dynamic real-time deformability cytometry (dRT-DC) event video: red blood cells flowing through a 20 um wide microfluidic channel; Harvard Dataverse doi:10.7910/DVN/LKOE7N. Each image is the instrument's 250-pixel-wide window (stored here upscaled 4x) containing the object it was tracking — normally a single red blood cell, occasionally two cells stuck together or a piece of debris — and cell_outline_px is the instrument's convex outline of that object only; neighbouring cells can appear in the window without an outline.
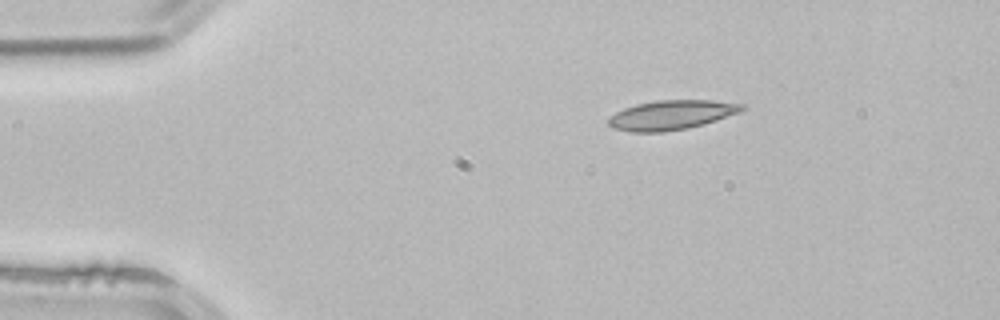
{"species": "common noctule bat (a hibernating species)", "species_latin": "Nyctalus noctula", "temperature_condition": "room temperature", "stored_images_in_passage": 44, "camera_frame_rate_fps": 3000, "um_per_image_px": 0.085, "animal": {"sex": "male", "body_mass_g": 21.5, "forearm_length_mm": 52.0}, "frame": {"image": 1, "passage_image": 1, "time_ms": 0.0, "image_size_px": [1000, 320], "cell_outline_px": [[748, 108], [740, 112], [704, 124], [688, 128], [664, 132], [628, 132], [612, 128], [608, 124], [608, 116], [624, 108], [636, 104], [656, 100], [712, 100], [744, 104]], "centroid_in_image_um": [57.06, 9.77], "position_along_channel_um": 27.9, "area_um2": 23.18}}
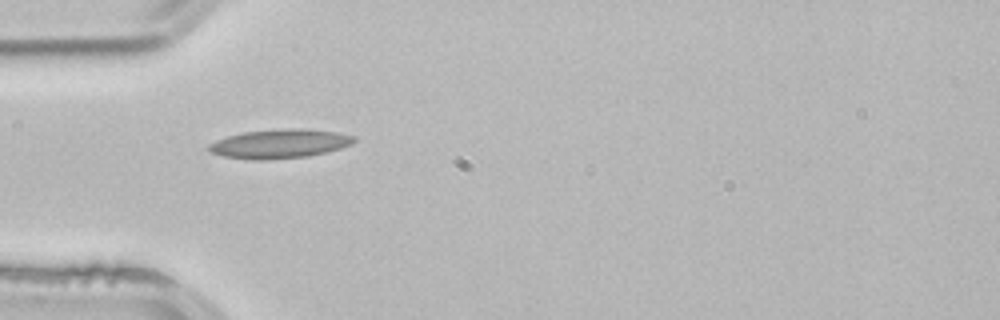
{"frame": {"image": 2, "passage_image": 8, "time_ms": 2.333, "image_size_px": [1000, 320], "cell_outline_px": [[356, 140], [352, 144], [340, 148], [308, 156], [268, 160], [252, 160], [224, 156], [208, 152], [208, 144], [216, 140], [228, 136], [244, 132], [288, 128], [300, 128], [336, 132], [356, 136]], "centroid_in_image_um": [23.76, 12.22], "position_along_channel_um": 61.2, "area_um2": 24.57}}
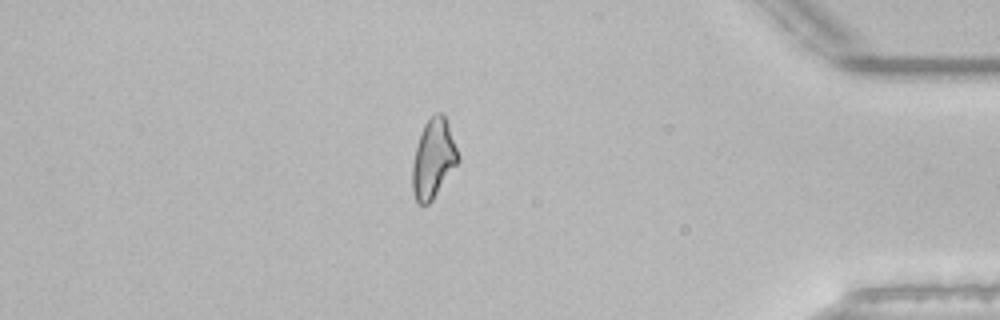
{"frame": {"image": 3, "passage_image": 37, "time_ms": 12.0, "image_size_px": [1000, 320], "cell_outline_px": [[460, 160], [432, 200], [428, 204], [416, 204], [412, 192], [412, 164], [416, 144], [424, 124], [436, 112], [440, 112], [444, 116], [448, 124], [460, 156]], "centroid_in_image_um": [36.82, 13.51], "position_along_channel_um": 398.4, "area_um2": 21.1}, "authors_computed_cell_mechanics": {"area_um2": 21.5594, "velocity_mm_per_s": 3.8855, "shape_relaxation_time_tau1_ms": 9.635, "shape_relaxation_time_tau2_ms": 3.1091, "deformation_change_tau1": 0.2202, "deformation_change_tau2": 0.0984}}